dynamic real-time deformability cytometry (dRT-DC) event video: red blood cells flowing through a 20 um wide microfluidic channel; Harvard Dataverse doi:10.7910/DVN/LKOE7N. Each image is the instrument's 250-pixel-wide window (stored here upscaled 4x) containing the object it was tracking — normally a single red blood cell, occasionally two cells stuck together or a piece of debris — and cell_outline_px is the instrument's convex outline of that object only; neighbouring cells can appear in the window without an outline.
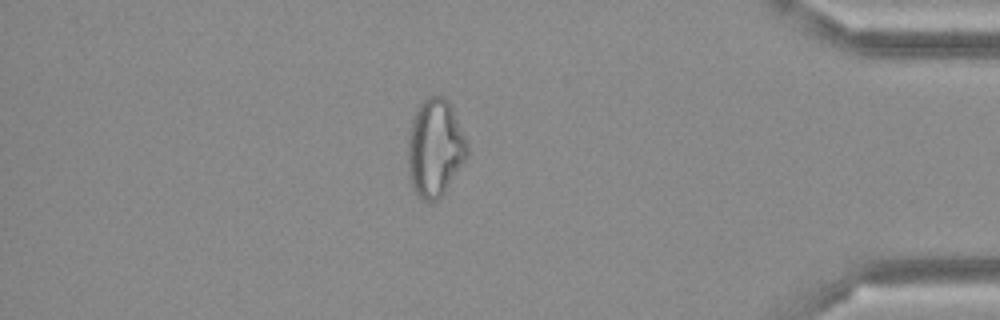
{"species": "Egyptian fruit bat (a non-hibernating species)", "species_latin": "Rousettus aegyptiacus", "temperature_condition": "cold", "stored_images_in_passage": 49, "camera_frame_rate_fps": 3000, "um_per_image_px": 0.085, "frame": {"image": 1, "passage_image": 42, "time_ms": 13.667, "image_size_px": [1000, 320], "cell_outline_px": [[468, 156], [444, 192], [436, 200], [428, 204], [416, 196], [412, 188], [408, 168], [408, 132], [416, 108], [428, 96], [444, 96], [448, 100], [452, 108], [468, 144]], "centroid_in_image_um": [36.95, 12.6], "position_along_channel_um": 398.2, "area_um2": 33.93}}